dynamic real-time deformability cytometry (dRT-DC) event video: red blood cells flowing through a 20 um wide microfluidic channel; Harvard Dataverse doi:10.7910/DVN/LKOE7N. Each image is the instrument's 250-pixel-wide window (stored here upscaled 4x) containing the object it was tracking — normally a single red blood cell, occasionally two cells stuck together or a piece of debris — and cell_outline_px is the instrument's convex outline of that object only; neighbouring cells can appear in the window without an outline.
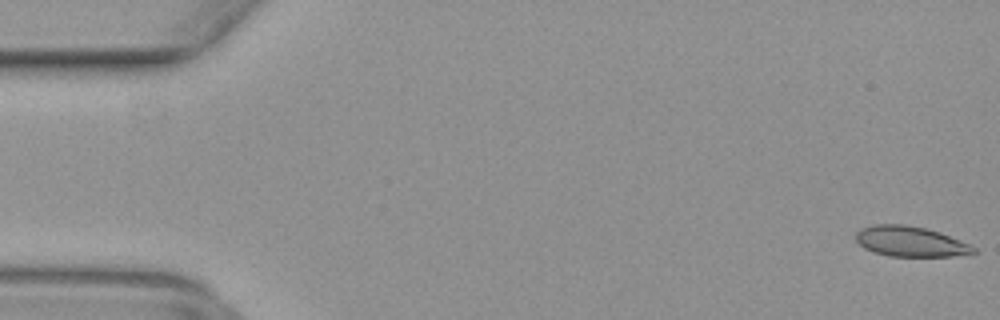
{"species": "common noctule bat (a hibernating species)", "species_latin": "Nyctalus noctula", "temperature_condition": "warm", "stored_images_in_passage": 50, "camera_frame_rate_fps": 3000, "um_per_image_px": 0.085, "animal": {"sex": "female", "body_mass_g": 29.2, "forearm_length_mm": 56.3}, "frame": {"image": 1, "passage_image": 1, "time_ms": 0.0, "image_size_px": [1000, 320], "cell_outline_px": [[976, 252], [972, 256], [888, 256], [872, 252], [864, 248], [856, 240], [856, 232], [860, 228], [876, 224], [904, 224], [924, 228], [940, 232], [960, 240], [976, 248]], "centroid_in_image_um": [77.41, 20.54], "position_along_channel_um": 7.6, "area_um2": 20.98}}
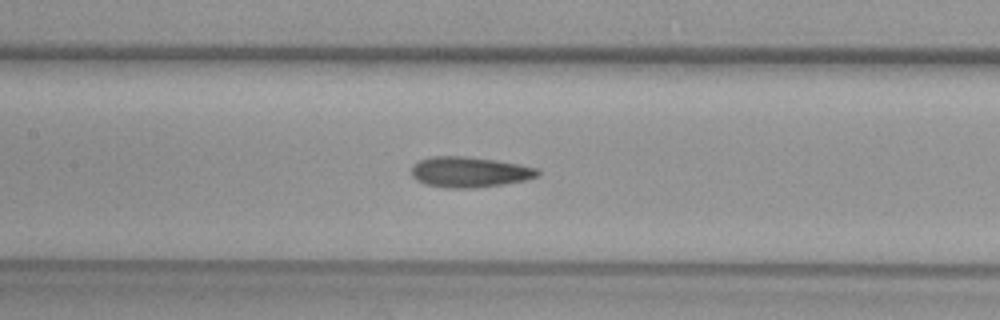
{"frame": {"image": 2, "passage_image": 23, "time_ms": 7.333, "image_size_px": [1000, 320], "cell_outline_px": [[540, 176], [528, 180], [504, 184], [476, 188], [444, 188], [424, 184], [416, 180], [412, 176], [412, 164], [420, 160], [432, 156], [464, 156], [496, 160], [540, 168]], "centroid_in_image_um": [39.93, 14.63], "position_along_channel_um": 167.5, "area_um2": 22.83}}
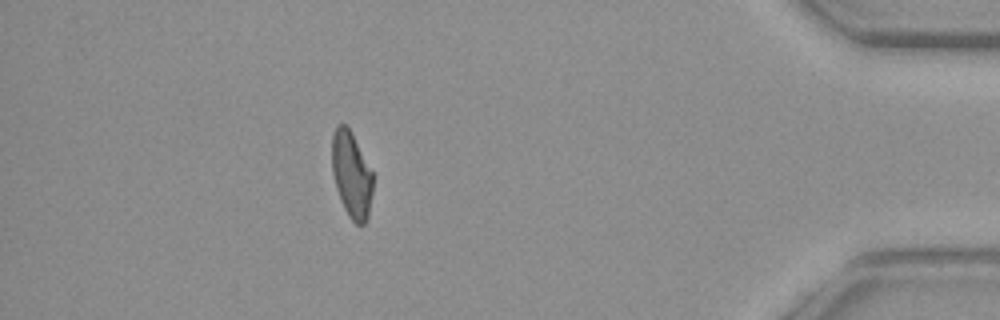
{"frame": {"image": 3, "passage_image": 44, "time_ms": 14.333, "image_size_px": [1000, 320], "cell_outline_px": [[372, 192], [368, 216], [364, 224], [356, 224], [348, 216], [340, 200], [336, 188], [332, 172], [332, 136], [336, 124], [344, 124], [348, 128], [372, 172]], "centroid_in_image_um": [29.85, 14.88], "position_along_channel_um": 405.3, "area_um2": 20.17}}